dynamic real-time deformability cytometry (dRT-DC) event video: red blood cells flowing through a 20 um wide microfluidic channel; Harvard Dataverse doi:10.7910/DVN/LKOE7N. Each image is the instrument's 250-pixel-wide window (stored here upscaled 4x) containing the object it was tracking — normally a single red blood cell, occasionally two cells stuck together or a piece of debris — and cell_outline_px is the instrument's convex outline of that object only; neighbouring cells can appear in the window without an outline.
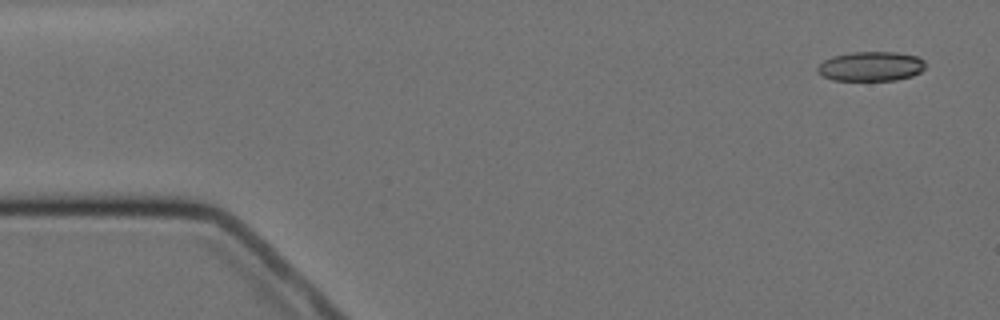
{"species": "Egyptian fruit bat (a non-hibernating species)", "species_latin": "Rousettus aegyptiacus", "temperature_condition": "cold", "stored_images_in_passage": 4, "camera_frame_rate_fps": 3000, "um_per_image_px": 0.085, "animal": {"sex": "female"}, "frame": {"image": 1, "passage_image": 1, "time_ms": 0.0, "image_size_px": [1000, 320], "cell_outline_px": [[924, 68], [920, 72], [912, 76], [896, 80], [832, 80], [816, 72], [816, 68], [824, 60], [832, 56], [852, 52], [896, 52], [916, 56], [924, 60]], "centroid_in_image_um": [74.01, 5.64], "position_along_channel_um": 11.0, "area_um2": 18.55}}
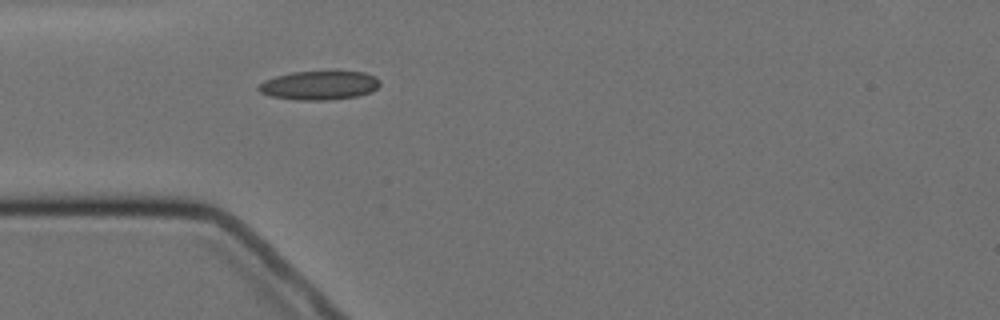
{"frame": {"image": 2, "passage_image": 4, "time_ms": 4.333, "image_size_px": [1000, 320], "cell_outline_px": [[380, 84], [372, 92], [356, 96], [328, 100], [300, 100], [272, 96], [260, 92], [256, 88], [264, 80], [276, 76], [292, 72], [364, 72], [376, 76], [380, 80]], "centroid_in_image_um": [27.15, 7.25], "position_along_channel_um": 57.8, "area_um2": 20.29}}